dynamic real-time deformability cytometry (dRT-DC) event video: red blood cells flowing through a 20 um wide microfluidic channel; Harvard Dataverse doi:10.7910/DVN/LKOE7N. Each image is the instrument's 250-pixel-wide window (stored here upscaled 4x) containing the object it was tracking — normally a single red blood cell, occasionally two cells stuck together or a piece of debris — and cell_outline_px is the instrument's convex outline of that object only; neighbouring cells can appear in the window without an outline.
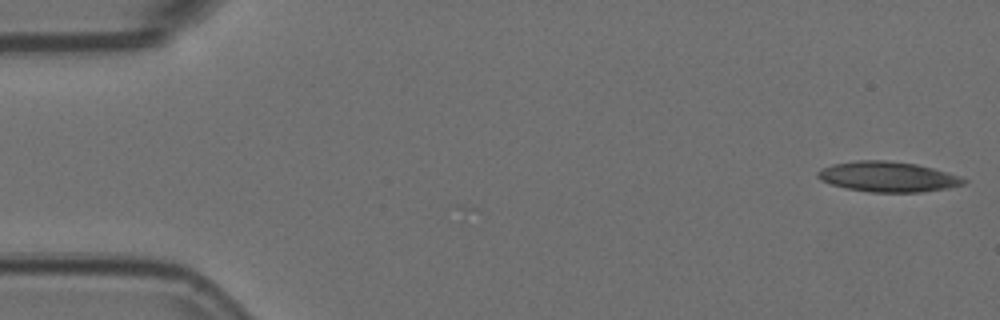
{"species": "Egyptian fruit bat (a non-hibernating species)", "species_latin": "Rousettus aegyptiacus", "temperature_condition": "room temperature", "stored_images_in_passage": 6, "camera_frame_rate_fps": 3000, "um_per_image_px": 0.085, "animal": {"sex": "female"}, "frame": {"image": 1, "passage_image": 1, "time_ms": 0.0, "image_size_px": [1000, 320], "cell_outline_px": [[968, 180], [964, 184], [948, 188], [920, 192], [868, 192], [844, 188], [820, 180], [816, 176], [816, 172], [820, 168], [832, 164], [856, 160], [884, 160], [916, 164], [932, 168], [960, 176]], "centroid_in_image_um": [75.42, 15.02], "position_along_channel_um": 9.6, "area_um2": 25.84}}